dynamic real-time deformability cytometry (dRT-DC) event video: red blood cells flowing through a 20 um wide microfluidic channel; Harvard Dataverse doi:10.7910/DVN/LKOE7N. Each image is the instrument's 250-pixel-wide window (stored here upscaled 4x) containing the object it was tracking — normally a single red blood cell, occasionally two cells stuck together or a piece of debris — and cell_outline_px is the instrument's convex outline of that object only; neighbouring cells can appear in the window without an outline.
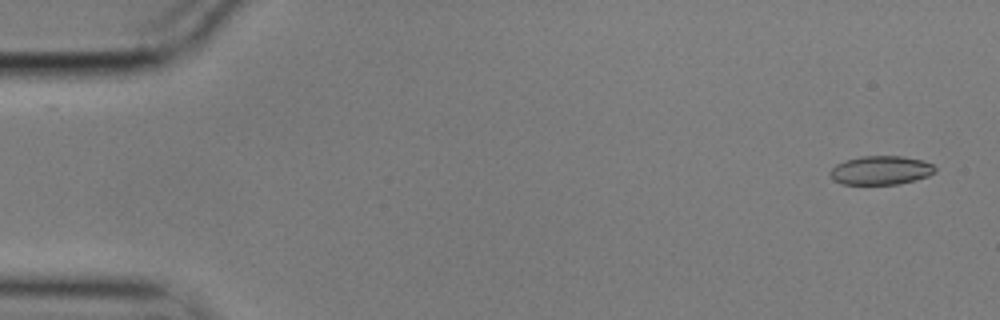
{"species": "common noctule bat (a hibernating species)", "species_latin": "Nyctalus noctula", "temperature_condition": "cold", "stored_images_in_passage": 18, "camera_frame_rate_fps": 3000, "um_per_image_px": 0.085, "animal": {"sex": "male", "body_mass_g": 17.9}, "frame": {"image": 1, "passage_image": 2, "time_ms": 0.333, "image_size_px": [1000, 320], "cell_outline_px": [[936, 172], [928, 176], [896, 184], [844, 184], [836, 180], [828, 172], [836, 164], [860, 156], [900, 156], [920, 160], [932, 164], [936, 168]], "centroid_in_image_um": [74.88, 14.47], "position_along_channel_um": 10.1, "area_um2": 17.28}}
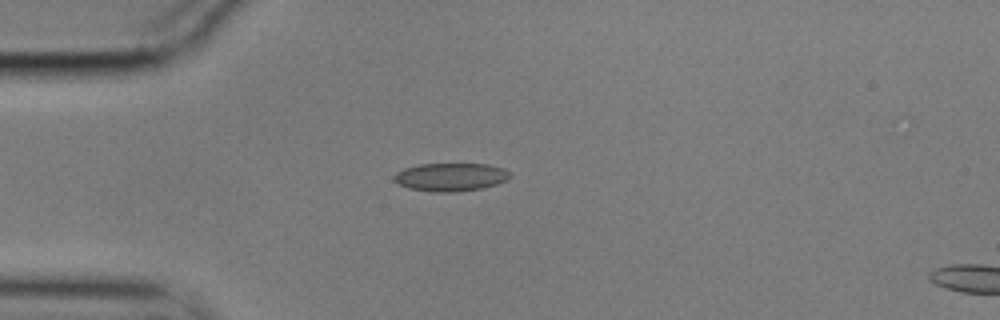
{"frame": {"image": 2, "passage_image": 15, "time_ms": 4.667, "image_size_px": [1000, 320], "cell_outline_px": [[512, 176], [496, 184], [480, 188], [456, 192], [432, 192], [408, 188], [396, 184], [392, 180], [392, 176], [396, 172], [404, 168], [420, 164], [488, 164], [504, 168]], "centroid_in_image_um": [38.23, 15.05], "position_along_channel_um": 46.8, "area_um2": 19.13}}